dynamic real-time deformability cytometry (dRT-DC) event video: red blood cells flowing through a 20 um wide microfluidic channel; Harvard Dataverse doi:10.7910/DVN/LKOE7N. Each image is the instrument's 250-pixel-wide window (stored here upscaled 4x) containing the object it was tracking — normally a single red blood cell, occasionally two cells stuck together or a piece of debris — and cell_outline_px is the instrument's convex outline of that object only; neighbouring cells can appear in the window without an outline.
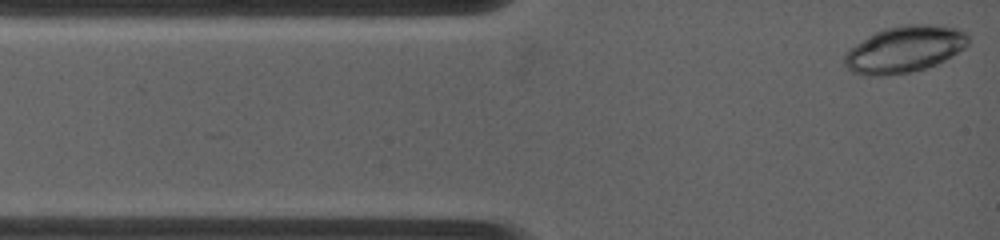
{"species": "common noctule bat (a hibernating species)", "species_latin": "Nyctalus noctula", "temperature_condition": "warm", "stored_images_in_passage": 56, "camera_frame_rate_fps": 4500, "um_per_image_px": 0.085, "animal": {"sex": "female", "body_mass_g": 19.0, "forearm_length_mm": 53.3}, "frame": {"image": 1, "passage_image": 1, "time_ms": 0.0, "image_size_px": [1000, 240], "cell_outline_px": [[968, 44], [964, 48], [952, 56], [936, 64], [912, 72], [884, 76], [864, 76], [852, 72], [844, 64], [844, 52], [868, 36], [884, 28], [904, 24], [940, 24], [956, 28], [968, 32]], "centroid_in_image_um": [76.88, 4.18], "position_along_channel_um": 8.1, "area_um2": 33.93}}
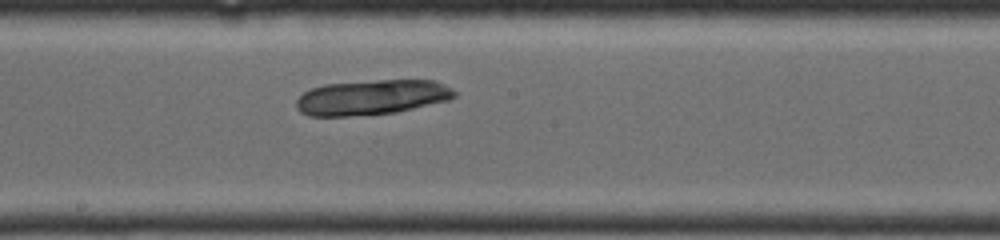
{"frame": {"image": 2, "passage_image": 30, "time_ms": 6.444, "image_size_px": [1000, 240], "cell_outline_px": [[456, 96], [448, 100], [396, 112], [348, 116], [308, 116], [300, 112], [296, 108], [296, 100], [304, 92], [312, 88], [324, 84], [376, 80], [436, 80], [452, 88], [456, 92]], "centroid_in_image_um": [31.59, 8.27], "position_along_channel_um": 216.6, "area_um2": 32.31}}
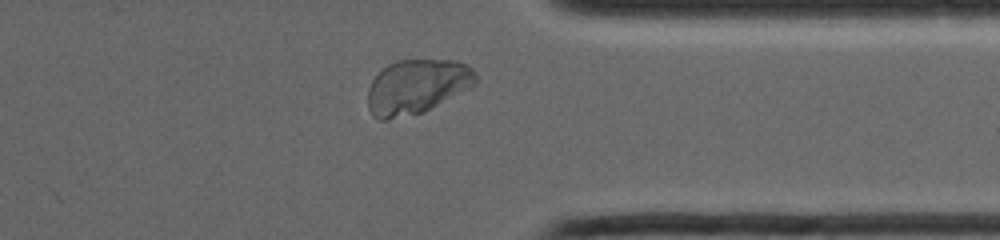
{"frame": {"image": 3, "passage_image": 49, "time_ms": 10.667, "image_size_px": [1000, 240], "cell_outline_px": [[476, 84], [424, 112], [388, 120], [376, 120], [372, 116], [368, 108], [368, 88], [372, 80], [388, 64], [396, 60], [456, 60], [468, 64], [476, 72]], "centroid_in_image_um": [35.42, 7.36], "position_along_channel_um": 376.0, "area_um2": 34.39}}